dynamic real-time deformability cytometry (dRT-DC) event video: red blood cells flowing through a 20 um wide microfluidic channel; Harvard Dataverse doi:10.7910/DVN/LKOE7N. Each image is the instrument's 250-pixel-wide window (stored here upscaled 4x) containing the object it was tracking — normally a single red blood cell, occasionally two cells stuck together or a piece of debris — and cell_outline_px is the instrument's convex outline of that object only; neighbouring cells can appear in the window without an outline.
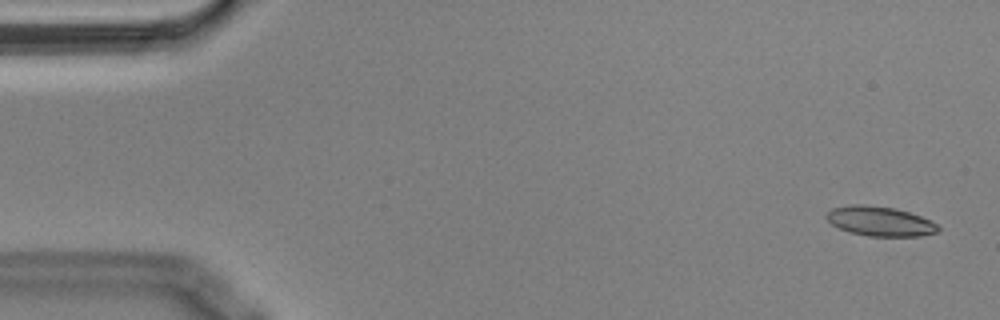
{"species": "Egyptian fruit bat (a non-hibernating species)", "species_latin": "Rousettus aegyptiacus", "temperature_condition": "cold", "stored_images_in_passage": 55, "segment_of_instrument_passage": [1, 2], "camera_frame_rate_fps": 3000, "um_per_image_px": 0.085, "animal": {"sex": "male"}, "frame": {"image": 1, "passage_image": 2, "time_ms": 0.333, "image_size_px": [1000, 320], "cell_outline_px": [[940, 228], [936, 232], [920, 236], [868, 236], [852, 232], [840, 228], [832, 224], [824, 216], [832, 208], [852, 204], [864, 204], [892, 208], [908, 212], [920, 216], [936, 224]], "centroid_in_image_um": [74.77, 18.8], "position_along_channel_um": 10.2, "area_um2": 18.96}}
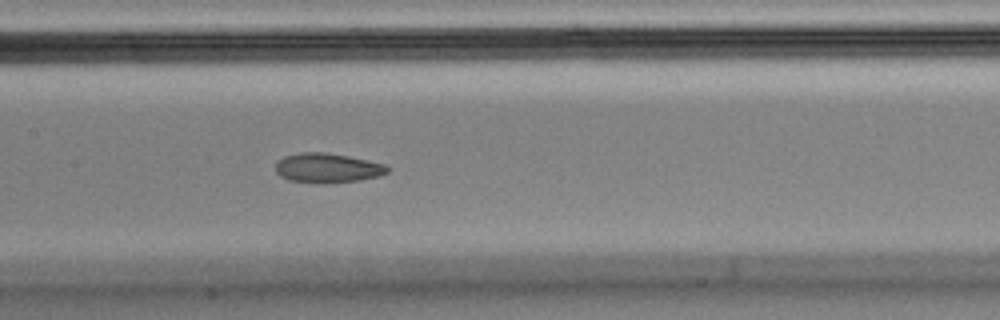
{"frame": {"image": 2, "passage_image": 26, "time_ms": 8.333, "image_size_px": [1000, 320], "cell_outline_px": [[388, 172], [380, 176], [360, 180], [288, 180], [280, 176], [276, 172], [276, 164], [284, 156], [300, 152], [324, 152], [348, 156], [368, 160], [384, 164], [388, 168]], "centroid_in_image_um": [27.85, 14.22], "position_along_channel_um": 179.6, "area_um2": 18.26}}
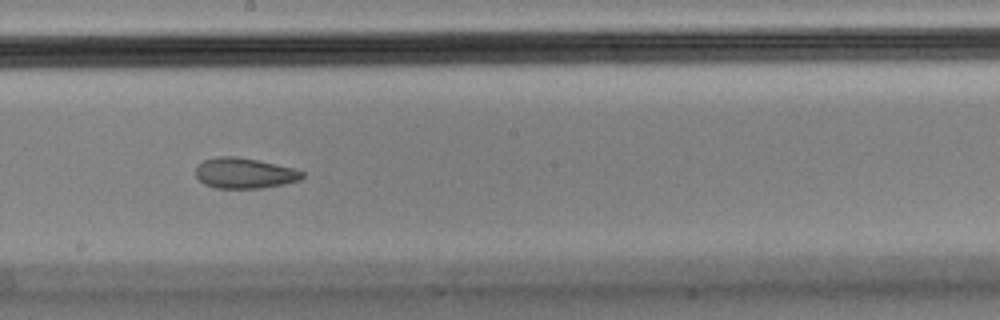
{"frame": {"image": 3, "passage_image": 30, "time_ms": 9.667, "image_size_px": [1000, 320], "cell_outline_px": [[304, 176], [300, 180], [284, 184], [260, 188], [216, 188], [204, 184], [196, 176], [196, 164], [204, 160], [220, 156], [236, 156], [256, 160], [292, 168], [304, 172]], "centroid_in_image_um": [20.75, 14.72], "position_along_channel_um": 227.4, "area_um2": 18.84}}